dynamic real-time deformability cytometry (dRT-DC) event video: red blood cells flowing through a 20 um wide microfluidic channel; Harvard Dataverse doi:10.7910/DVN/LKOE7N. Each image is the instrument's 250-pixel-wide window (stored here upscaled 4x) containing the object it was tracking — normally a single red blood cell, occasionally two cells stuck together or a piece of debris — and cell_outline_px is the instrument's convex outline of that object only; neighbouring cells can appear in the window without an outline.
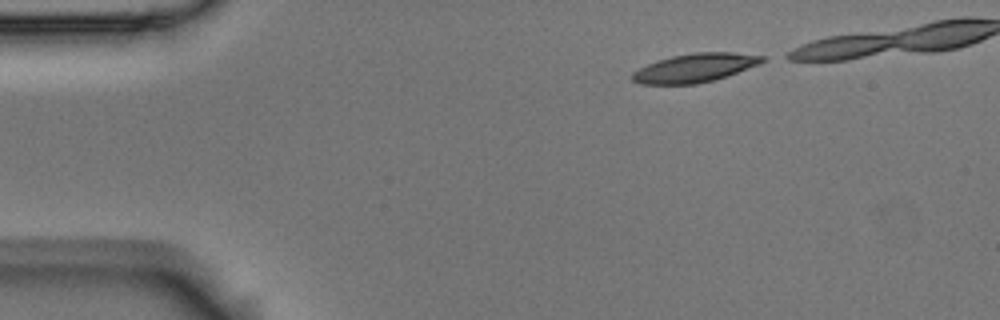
{"species": "Egyptian fruit bat (a non-hibernating species)", "species_latin": "Rousettus aegyptiacus", "temperature_condition": "room temperature", "stored_images_in_passage": 12, "camera_frame_rate_fps": 3000, "um_per_image_px": 0.085, "animal": {"sex": "male"}, "frame": {"image": 1, "passage_image": 1, "time_ms": 0.0, "image_size_px": [1000, 320], "cell_outline_px": [[768, 60], [760, 64], [712, 80], [696, 84], [640, 84], [632, 80], [632, 72], [648, 64], [672, 56], [692, 52], [732, 52], [768, 56]], "centroid_in_image_um": [59.11, 5.75], "position_along_channel_um": 25.9, "area_um2": 21.62}}
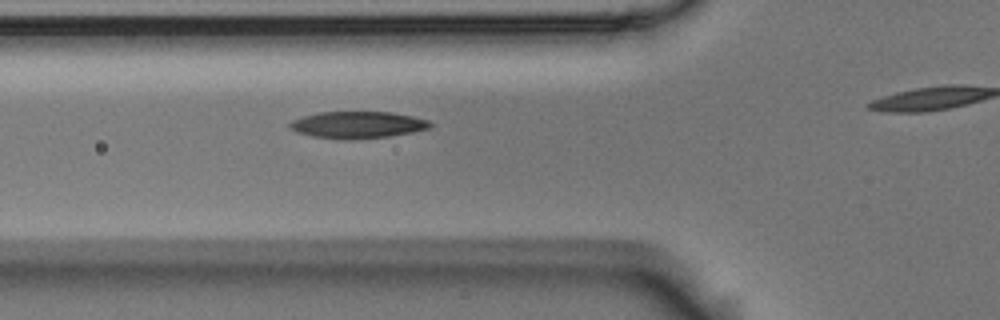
{"frame": {"image": 2, "passage_image": 4, "time_ms": 1.0, "image_size_px": [1000, 320], "cell_outline_px": [[432, 124], [428, 128], [412, 132], [388, 136], [352, 140], [336, 140], [312, 136], [296, 132], [288, 128], [288, 124], [292, 120], [304, 116], [320, 112], [392, 112], [412, 116], [428, 120]], "centroid_in_image_um": [30.34, 10.62], "position_along_channel_um": 95.5, "area_um2": 22.08}}